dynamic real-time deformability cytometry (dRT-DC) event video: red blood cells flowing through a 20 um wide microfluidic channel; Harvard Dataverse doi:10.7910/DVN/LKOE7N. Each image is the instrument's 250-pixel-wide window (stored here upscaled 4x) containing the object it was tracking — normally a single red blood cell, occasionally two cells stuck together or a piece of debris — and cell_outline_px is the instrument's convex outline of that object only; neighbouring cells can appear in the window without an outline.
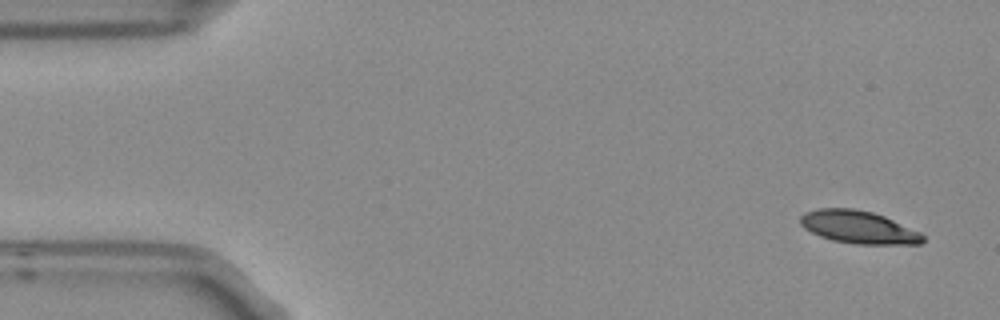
{"species": "Egyptian fruit bat (a non-hibernating species)", "species_latin": "Rousettus aegyptiacus", "temperature_condition": "room temperature", "stored_images_in_passage": 4, "camera_frame_rate_fps": 3000, "um_per_image_px": 0.085, "frame": {"image": 1, "passage_image": 1, "time_ms": 0.0, "image_size_px": [1000, 320], "cell_outline_px": [[924, 240], [920, 244], [856, 244], [832, 240], [820, 236], [804, 228], [800, 224], [800, 216], [804, 212], [820, 208], [852, 208], [872, 212], [884, 216], [920, 232], [924, 236]], "centroid_in_image_um": [72.96, 19.31], "position_along_channel_um": 12.0, "area_um2": 23.29}}